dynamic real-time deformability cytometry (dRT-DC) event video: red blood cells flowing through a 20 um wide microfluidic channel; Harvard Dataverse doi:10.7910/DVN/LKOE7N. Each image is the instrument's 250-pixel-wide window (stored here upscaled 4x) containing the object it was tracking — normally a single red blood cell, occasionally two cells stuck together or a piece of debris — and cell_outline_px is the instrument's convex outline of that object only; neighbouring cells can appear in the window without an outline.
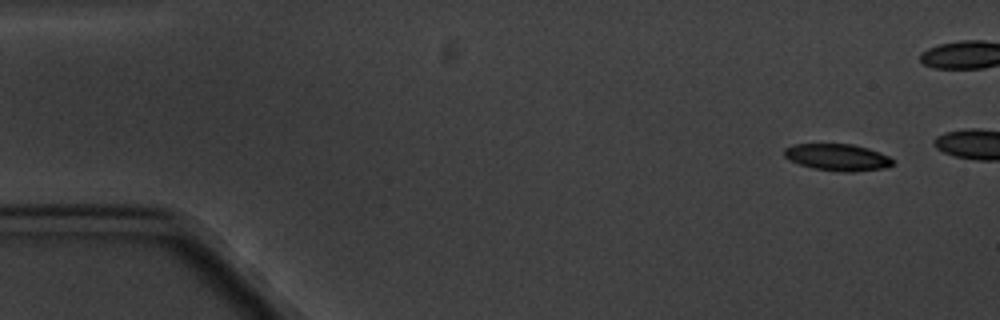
{"species": "common noctule bat (a hibernating species)", "species_latin": "Nyctalus noctula", "temperature_condition": "cold", "stored_images_in_passage": 3, "camera_frame_rate_fps": 3000, "um_per_image_px": 0.085, "animal": {"sex": "male", "body_mass_g": 20.1, "forearm_length_mm": 53.5}, "frame": {"image": 1, "passage_image": 1, "time_ms": 0.0, "image_size_px": [1000, 320], "cell_outline_px": [[892, 164], [884, 168], [852, 172], [844, 172], [812, 168], [788, 160], [784, 156], [784, 148], [792, 144], [852, 144], [868, 148], [880, 152], [888, 156], [892, 160]], "centroid_in_image_um": [71.15, 13.36], "position_along_channel_um": 13.9, "area_um2": 16.94}}